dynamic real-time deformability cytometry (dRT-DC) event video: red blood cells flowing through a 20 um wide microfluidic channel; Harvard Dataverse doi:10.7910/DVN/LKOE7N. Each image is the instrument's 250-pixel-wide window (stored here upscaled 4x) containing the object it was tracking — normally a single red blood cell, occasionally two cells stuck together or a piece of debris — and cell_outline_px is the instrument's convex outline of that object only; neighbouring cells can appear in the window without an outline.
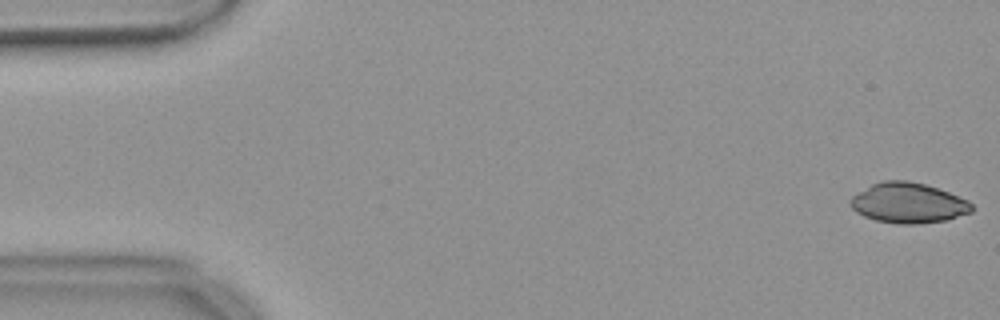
{"species": "common noctule bat (a hibernating species)", "species_latin": "Nyctalus noctula", "temperature_condition": "warm", "stored_images_in_passage": 54, "camera_frame_rate_fps": 3000, "um_per_image_px": 0.085, "animal": {"sex": "female", "body_mass_g": 18.4}, "frame": {"image": 1, "passage_image": 1, "time_ms": 0.0, "image_size_px": [1000, 320], "cell_outline_px": [[972, 212], [944, 220], [916, 224], [896, 224], [876, 220], [864, 216], [856, 212], [848, 204], [852, 196], [872, 184], [884, 180], [908, 180], [924, 184], [948, 192], [968, 200], [972, 204]], "centroid_in_image_um": [77.17, 17.25], "position_along_channel_um": 7.8, "area_um2": 28.32}}
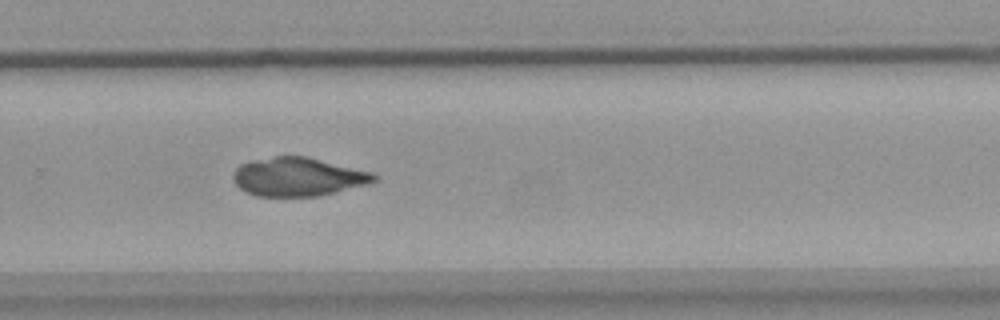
{"frame": {"image": 2, "passage_image": 36, "time_ms": 11.667, "image_size_px": [1000, 320], "cell_outline_px": [[380, 176], [376, 180], [368, 184], [320, 196], [256, 196], [244, 192], [236, 184], [232, 176], [236, 168], [240, 164], [252, 160], [272, 156], [304, 156], [372, 172]], "centroid_in_image_um": [25.32, 15.03], "position_along_channel_um": 304.5, "area_um2": 31.73}}
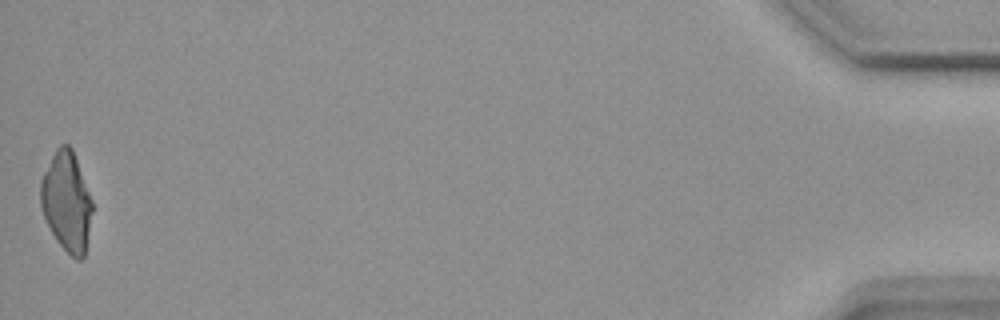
{"frame": {"image": 3, "passage_image": 54, "time_ms": 17.667, "image_size_px": [1000, 320], "cell_outline_px": [[92, 212], [84, 256], [80, 260], [76, 260], [56, 240], [44, 216], [40, 204], [40, 180], [56, 148], [60, 144], [68, 144], [72, 148], [92, 200]], "centroid_in_image_um": [5.65, 17.11], "position_along_channel_um": 429.5, "area_um2": 29.59}}